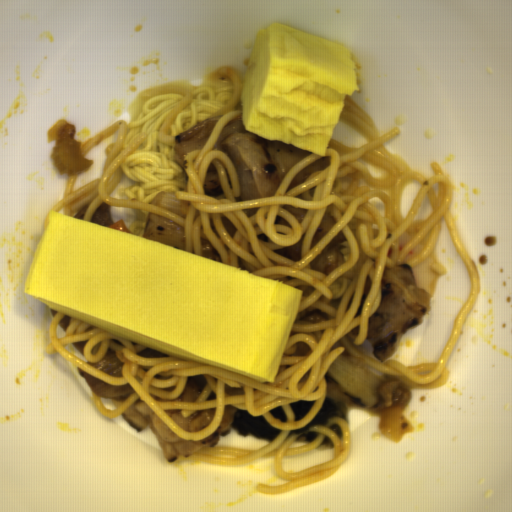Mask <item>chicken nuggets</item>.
Here are the masks:
<instances>
[{
	"label": "chicken nuggets",
	"mask_w": 512,
	"mask_h": 512,
	"mask_svg": "<svg viewBox=\"0 0 512 512\" xmlns=\"http://www.w3.org/2000/svg\"><path fill=\"white\" fill-rule=\"evenodd\" d=\"M431 307L428 290L417 287L411 264L388 266L381 279L380 303L368 322L366 341L371 354L389 361L400 338L420 326Z\"/></svg>",
	"instance_id": "90cb4de2"
},
{
	"label": "chicken nuggets",
	"mask_w": 512,
	"mask_h": 512,
	"mask_svg": "<svg viewBox=\"0 0 512 512\" xmlns=\"http://www.w3.org/2000/svg\"><path fill=\"white\" fill-rule=\"evenodd\" d=\"M220 146L237 172L241 200L272 198L282 179L312 153L248 131L231 134Z\"/></svg>",
	"instance_id": "f4ed5422"
},
{
	"label": "chicken nuggets",
	"mask_w": 512,
	"mask_h": 512,
	"mask_svg": "<svg viewBox=\"0 0 512 512\" xmlns=\"http://www.w3.org/2000/svg\"><path fill=\"white\" fill-rule=\"evenodd\" d=\"M223 409L224 413L216 432L199 441L179 438L160 416L139 398L129 405L121 416L135 434L141 433L144 429L152 430L169 463L180 458H188L226 437L232 429L233 414L239 408L230 404L223 406Z\"/></svg>",
	"instance_id": "cc037f56"
},
{
	"label": "chicken nuggets",
	"mask_w": 512,
	"mask_h": 512,
	"mask_svg": "<svg viewBox=\"0 0 512 512\" xmlns=\"http://www.w3.org/2000/svg\"><path fill=\"white\" fill-rule=\"evenodd\" d=\"M413 396L411 388L396 377L382 385L380 400L371 407V411L379 419L378 430L383 438L401 443L413 431L403 414L411 405Z\"/></svg>",
	"instance_id": "bb5aeace"
},
{
	"label": "chicken nuggets",
	"mask_w": 512,
	"mask_h": 512,
	"mask_svg": "<svg viewBox=\"0 0 512 512\" xmlns=\"http://www.w3.org/2000/svg\"><path fill=\"white\" fill-rule=\"evenodd\" d=\"M77 130L74 123L65 119L47 130L49 141L54 140L52 164L60 176H83L93 165L92 160L82 156V143L75 138Z\"/></svg>",
	"instance_id": "2cc3b61b"
},
{
	"label": "chicken nuggets",
	"mask_w": 512,
	"mask_h": 512,
	"mask_svg": "<svg viewBox=\"0 0 512 512\" xmlns=\"http://www.w3.org/2000/svg\"><path fill=\"white\" fill-rule=\"evenodd\" d=\"M351 253L348 238L340 230L310 262L311 270L330 274L346 261Z\"/></svg>",
	"instance_id": "73b27043"
},
{
	"label": "chicken nuggets",
	"mask_w": 512,
	"mask_h": 512,
	"mask_svg": "<svg viewBox=\"0 0 512 512\" xmlns=\"http://www.w3.org/2000/svg\"><path fill=\"white\" fill-rule=\"evenodd\" d=\"M164 414L168 416L178 427L186 432H197L207 428L214 420L215 408L195 411L187 418H183L179 410H163Z\"/></svg>",
	"instance_id": "7819a8a1"
},
{
	"label": "chicken nuggets",
	"mask_w": 512,
	"mask_h": 512,
	"mask_svg": "<svg viewBox=\"0 0 512 512\" xmlns=\"http://www.w3.org/2000/svg\"><path fill=\"white\" fill-rule=\"evenodd\" d=\"M207 385V376L195 374L188 377L187 383L182 390L179 400L183 402H197Z\"/></svg>",
	"instance_id": "80899664"
},
{
	"label": "chicken nuggets",
	"mask_w": 512,
	"mask_h": 512,
	"mask_svg": "<svg viewBox=\"0 0 512 512\" xmlns=\"http://www.w3.org/2000/svg\"><path fill=\"white\" fill-rule=\"evenodd\" d=\"M331 163L330 157H322L315 161L310 162L307 166H305L298 175L292 180L287 190L292 189L302 183L305 182L306 178L310 175L316 173L319 170L327 168ZM286 190V191H287Z\"/></svg>",
	"instance_id": "32966112"
},
{
	"label": "chicken nuggets",
	"mask_w": 512,
	"mask_h": 512,
	"mask_svg": "<svg viewBox=\"0 0 512 512\" xmlns=\"http://www.w3.org/2000/svg\"><path fill=\"white\" fill-rule=\"evenodd\" d=\"M338 223L336 217L332 215L329 211H325L312 239L310 249L316 247L319 243H321L325 237L330 233V231L335 227Z\"/></svg>",
	"instance_id": "0e121df3"
},
{
	"label": "chicken nuggets",
	"mask_w": 512,
	"mask_h": 512,
	"mask_svg": "<svg viewBox=\"0 0 512 512\" xmlns=\"http://www.w3.org/2000/svg\"><path fill=\"white\" fill-rule=\"evenodd\" d=\"M111 204L107 203H100L98 207L94 211V215L92 218L91 223L98 224L105 227H110L111 224L114 222L111 215Z\"/></svg>",
	"instance_id": "71e909e7"
},
{
	"label": "chicken nuggets",
	"mask_w": 512,
	"mask_h": 512,
	"mask_svg": "<svg viewBox=\"0 0 512 512\" xmlns=\"http://www.w3.org/2000/svg\"><path fill=\"white\" fill-rule=\"evenodd\" d=\"M201 245H202V256L222 262L216 248L211 244V242L207 238L204 239L203 241H201Z\"/></svg>",
	"instance_id": "c706b541"
}]
</instances>
